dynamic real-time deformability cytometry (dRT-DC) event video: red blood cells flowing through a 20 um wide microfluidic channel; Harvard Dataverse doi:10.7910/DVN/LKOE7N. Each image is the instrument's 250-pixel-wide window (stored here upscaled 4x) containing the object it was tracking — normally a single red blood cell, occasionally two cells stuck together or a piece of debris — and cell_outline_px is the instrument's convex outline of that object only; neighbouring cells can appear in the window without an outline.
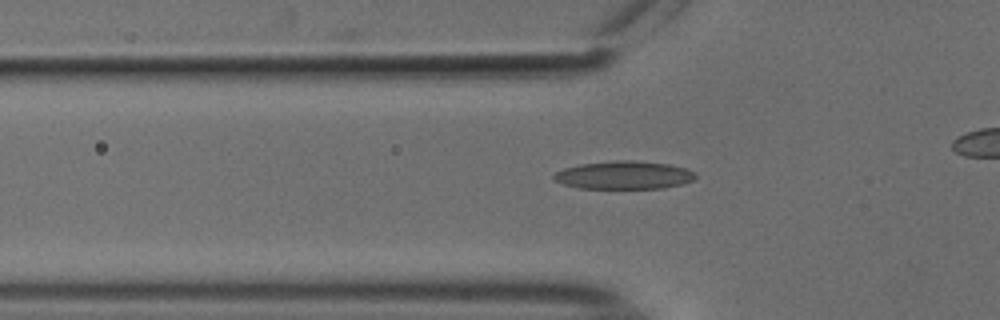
{"species": "common noctule bat (a hibernating species)", "species_latin": "Nyctalus noctula", "temperature_condition": "cold", "stored_images_in_passage": 33, "camera_frame_rate_fps": 3000, "um_per_image_px": 0.085, "animal": {"sex": "male", "body_mass_g": 18.8}, "frame": {"image": 1, "passage_image": 7, "time_ms": 2.0, "image_size_px": [1000, 320], "cell_outline_px": [[696, 176], [692, 180], [680, 184], [664, 188], [580, 188], [564, 184], [552, 180], [552, 176], [556, 172], [564, 168], [580, 164], [616, 160], [632, 160], [668, 164], [684, 168], [692, 172]], "centroid_in_image_um": [52.98, 14.88], "position_along_channel_um": 72.8, "area_um2": 22.95}}
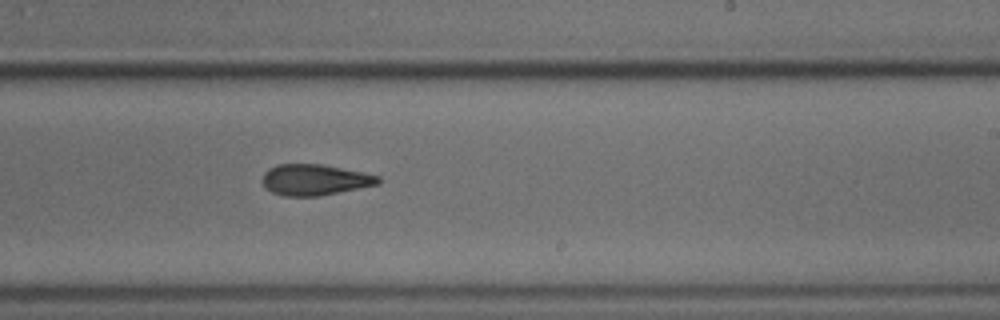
{"frame": {"image": 2, "passage_image": 22, "time_ms": 7.0, "image_size_px": [1000, 320], "cell_outline_px": [[380, 184], [320, 196], [284, 196], [272, 192], [264, 184], [264, 172], [268, 168], [276, 164], [320, 164], [364, 172], [380, 176]], "centroid_in_image_um": [26.79, 15.28], "position_along_channel_um": 262.2, "area_um2": 20.87}}
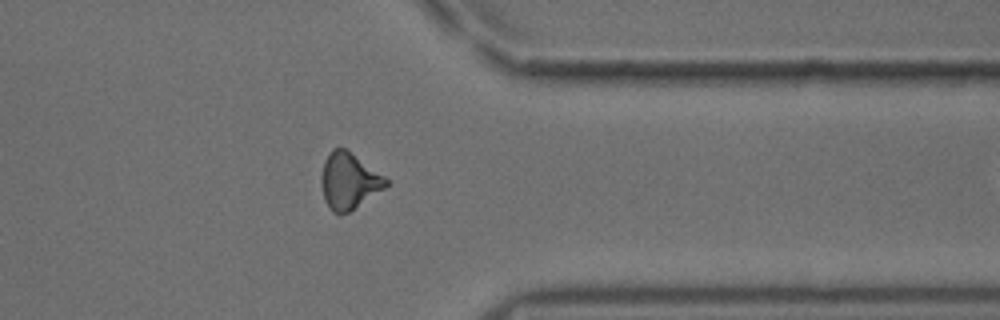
{"frame": {"image": 3, "passage_image": 32, "time_ms": 10.333, "image_size_px": [1000, 320], "cell_outline_px": [[388, 184], [384, 188], [348, 212], [340, 216], [332, 212], [324, 200], [320, 184], [320, 176], [324, 160], [328, 152], [332, 148], [344, 148], [384, 176], [388, 180]], "centroid_in_image_um": [29.59, 15.39], "position_along_channel_um": 381.8, "area_um2": 21.1}}